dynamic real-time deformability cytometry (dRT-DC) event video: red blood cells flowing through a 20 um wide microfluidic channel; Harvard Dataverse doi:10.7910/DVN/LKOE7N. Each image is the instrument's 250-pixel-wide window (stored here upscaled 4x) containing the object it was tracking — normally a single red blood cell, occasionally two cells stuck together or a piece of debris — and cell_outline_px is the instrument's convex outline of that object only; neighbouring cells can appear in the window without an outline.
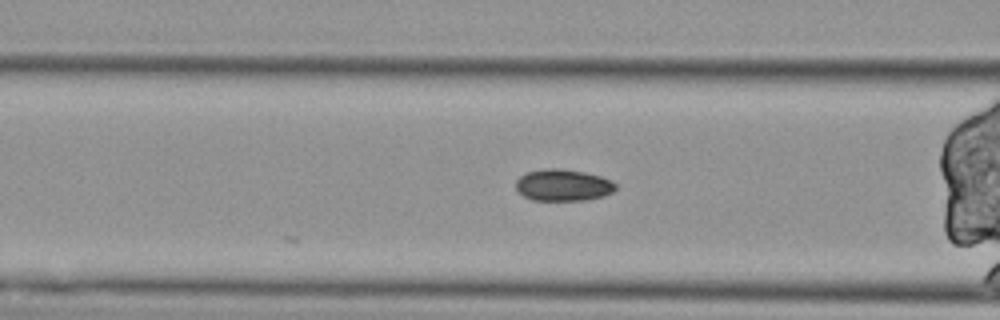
{"species": "Egyptian fruit bat (a non-hibernating species)", "species_latin": "Rousettus aegyptiacus", "temperature_condition": "cold", "stored_images_in_passage": 6, "camera_frame_rate_fps": 3000, "um_per_image_px": 0.085, "animal": {"sex": "female"}, "frame": {"image": 1, "passage_image": 6, "time_ms": 1.667, "image_size_px": [1000, 320], "cell_outline_px": [[616, 188], [612, 192], [604, 196], [584, 200], [532, 200], [524, 196], [516, 188], [516, 180], [524, 172], [548, 168], [556, 168], [584, 172], [600, 176], [612, 180], [616, 184]], "centroid_in_image_um": [47.86, 15.73], "position_along_channel_um": 118.7, "area_um2": 18.44}}